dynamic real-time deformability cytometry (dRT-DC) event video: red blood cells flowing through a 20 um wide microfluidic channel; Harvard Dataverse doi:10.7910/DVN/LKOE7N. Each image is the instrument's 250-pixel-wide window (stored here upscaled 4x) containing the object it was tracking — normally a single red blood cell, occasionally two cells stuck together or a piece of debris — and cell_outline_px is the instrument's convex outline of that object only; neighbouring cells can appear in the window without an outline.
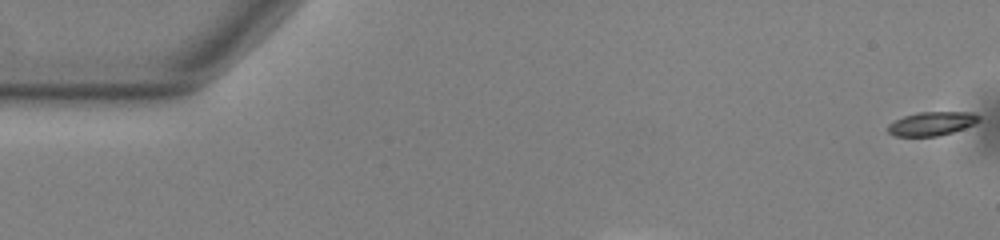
{"species": "common noctule bat (a hibernating species)", "species_latin": "Nyctalus noctula", "temperature_condition": "warm", "stored_images_in_passage": 55, "camera_frame_rate_fps": 3000, "um_per_image_px": 0.085, "animal": {"sex": "male", "body_mass_g": 13.0, "forearm_length_mm": 53.1}, "frame": {"image": 1, "passage_image": 1, "time_ms": 0.0, "image_size_px": [1000, 240], "cell_outline_px": [[980, 120], [964, 128], [952, 132], [936, 136], [896, 136], [888, 132], [888, 124], [904, 116], [916, 112], [972, 112], [980, 116]], "centroid_in_image_um": [79.19, 10.5], "position_along_channel_um": 5.8, "area_um2": 12.48}}
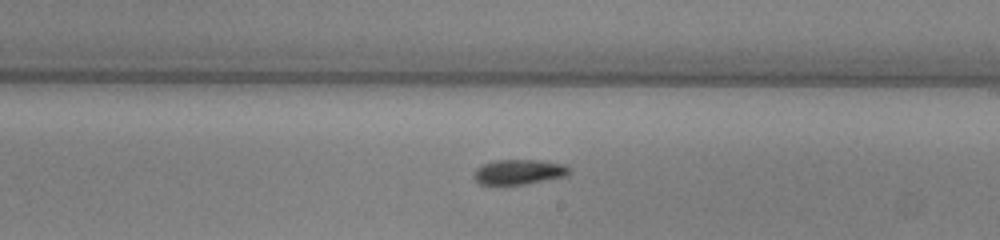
{"frame": {"image": 2, "passage_image": 32, "time_ms": 10.333, "image_size_px": [1000, 240], "cell_outline_px": [[572, 168], [568, 176], [504, 188], [480, 184], [472, 176], [472, 172], [480, 164], [492, 160], [544, 160], [564, 164]], "centroid_in_image_um": [44.05, 14.65], "position_along_channel_um": 244.9, "area_um2": 14.91}}
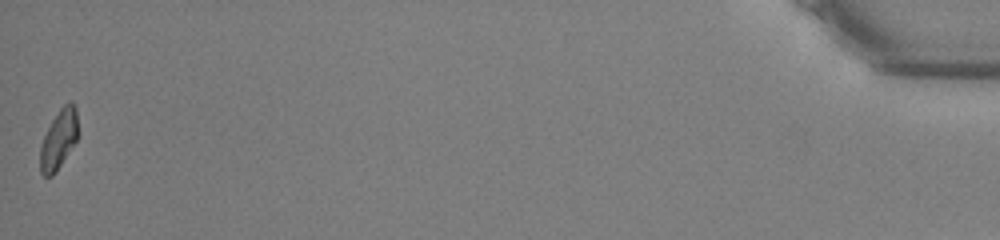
{"frame": {"image": 3, "passage_image": 55, "time_ms": 18.0, "image_size_px": [1000, 240], "cell_outline_px": [[76, 140], [56, 172], [52, 176], [44, 176], [40, 172], [40, 148], [44, 136], [52, 120], [60, 108], [64, 104], [72, 100], [76, 108]], "centroid_in_image_um": [4.96, 11.86], "position_along_channel_um": 430.2, "area_um2": 12.72}, "authors_computed_cell_mechanics": {"area_um2": 13.6408, "velocity_mm_per_s": 3.7641, "shape_relaxation_time_tau1_ms": 5.0202, "shape_relaxation_time_tau2_ms": 8.2087, "deformation_change_tau1": 0.15, "deformation_change_tau2": 0.1562}}